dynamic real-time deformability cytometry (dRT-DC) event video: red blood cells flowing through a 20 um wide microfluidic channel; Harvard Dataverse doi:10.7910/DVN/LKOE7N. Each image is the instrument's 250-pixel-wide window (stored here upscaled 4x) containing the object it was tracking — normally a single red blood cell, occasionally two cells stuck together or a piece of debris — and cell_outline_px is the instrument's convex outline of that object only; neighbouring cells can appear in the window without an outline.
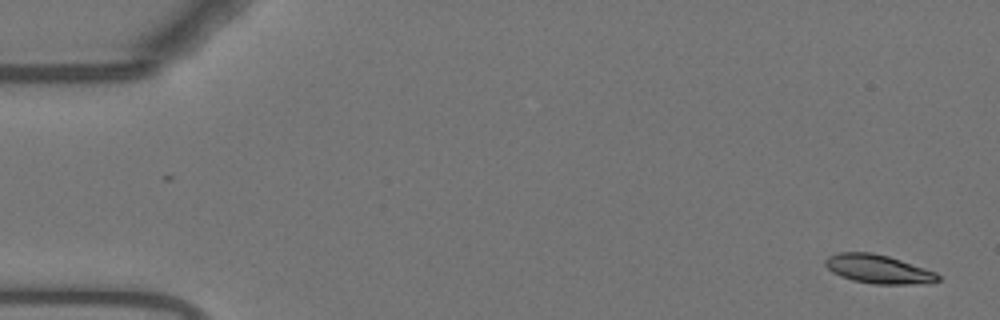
{"species": "Egyptian fruit bat (a non-hibernating species)", "species_latin": "Rousettus aegyptiacus", "temperature_condition": "warm", "stored_images_in_passage": 54, "camera_frame_rate_fps": 3000, "um_per_image_px": 0.085, "animal": {"sex": "female"}, "frame": {"image": 1, "passage_image": 1, "time_ms": 0.0, "image_size_px": [1000, 320], "cell_outline_px": [[940, 280], [928, 284], [872, 284], [852, 280], [840, 276], [832, 272], [824, 264], [824, 260], [828, 256], [836, 252], [872, 252], [888, 256], [936, 272], [940, 276]], "centroid_in_image_um": [74.64, 22.88], "position_along_channel_um": 10.4, "area_um2": 19.02}}
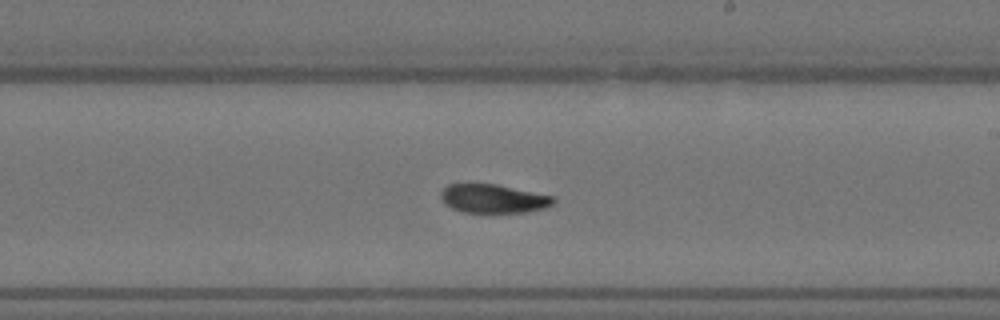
{"frame": {"image": 2, "passage_image": 31, "time_ms": 10.0, "image_size_px": [1000, 320], "cell_outline_px": [[556, 204], [544, 208], [528, 212], [464, 212], [452, 208], [444, 204], [440, 196], [440, 192], [448, 184], [496, 184], [556, 196]], "centroid_in_image_um": [41.98, 16.88], "position_along_channel_um": 247.0, "area_um2": 19.02}}
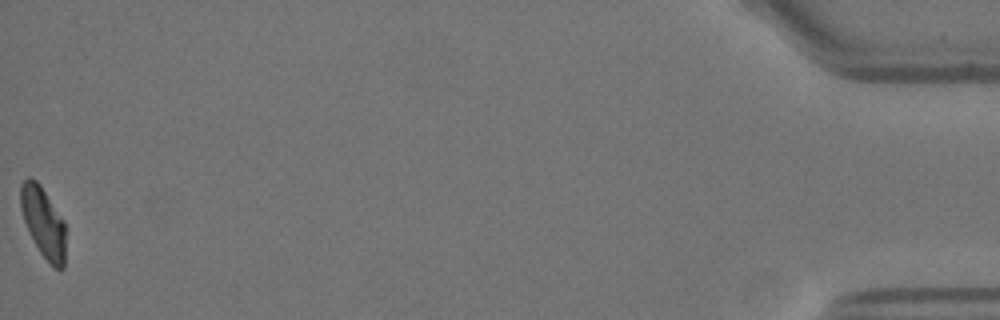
{"frame": {"image": 3, "passage_image": 54, "time_ms": 17.667, "image_size_px": [1000, 320], "cell_outline_px": [[64, 268], [56, 268], [40, 252], [24, 220], [20, 208], [20, 184], [28, 176], [32, 176], [40, 184], [64, 220]], "centroid_in_image_um": [3.66, 18.81], "position_along_channel_um": 431.5, "area_um2": 18.09}, "authors_computed_cell_mechanics": {"area_um2": 19.3341, "velocity_mm_per_s": 3.6987, "shape_relaxation_time_tau1_ms": 9.5289, "shape_relaxation_time_tau2_ms": 6.9734, "deformation_change_tau1": 0.2742, "deformation_change_tau2": 0.1133}}